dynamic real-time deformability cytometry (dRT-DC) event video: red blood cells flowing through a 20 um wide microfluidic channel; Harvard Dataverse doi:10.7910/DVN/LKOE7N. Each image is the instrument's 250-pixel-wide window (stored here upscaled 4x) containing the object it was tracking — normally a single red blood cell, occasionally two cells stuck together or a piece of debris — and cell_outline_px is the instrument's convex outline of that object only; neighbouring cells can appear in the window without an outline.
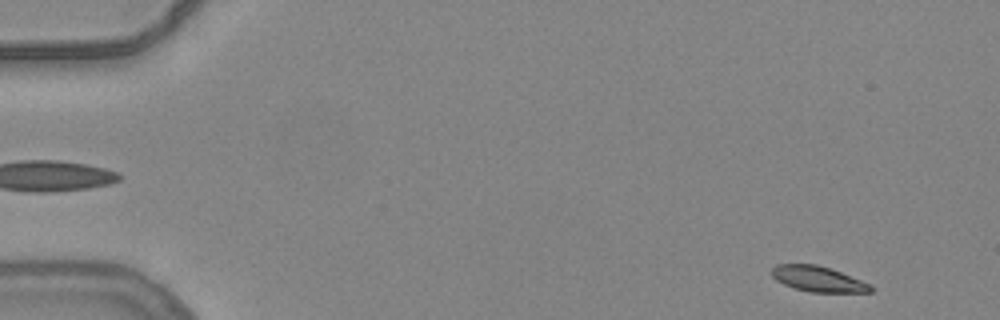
{"species": "common noctule bat (a hibernating species)", "species_latin": "Nyctalus noctula", "temperature_condition": "warm", "stored_images_in_passage": 37, "camera_frame_rate_fps": 3000, "um_per_image_px": 0.085, "animal": {"sex": "female", "body_mass_g": 24.6, "forearm_length_mm": 56.2}, "frame": {"image": 1, "passage_image": 3, "time_ms": 0.667, "image_size_px": [1000, 320], "cell_outline_px": [[872, 292], [808, 292], [784, 284], [776, 280], [772, 276], [772, 268], [776, 264], [816, 264], [840, 272], [872, 284]], "centroid_in_image_um": [69.54, 23.71], "position_along_channel_um": 15.5, "area_um2": 14.57}}
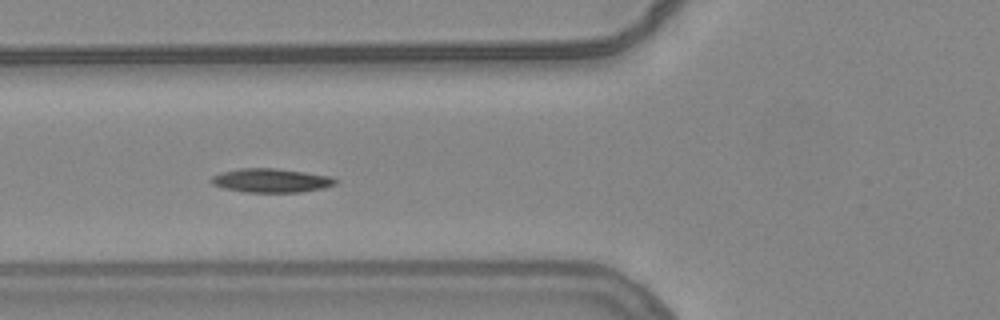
{"frame": {"image": 2, "passage_image": 20, "time_ms": 6.333, "image_size_px": [1000, 320], "cell_outline_px": [[336, 184], [324, 188], [300, 192], [244, 192], [224, 188], [212, 184], [208, 180], [212, 176], [220, 172], [240, 168], [276, 168], [304, 172], [328, 176], [336, 180]], "centroid_in_image_um": [22.98, 15.34], "position_along_channel_um": 102.8, "area_um2": 17.28}}
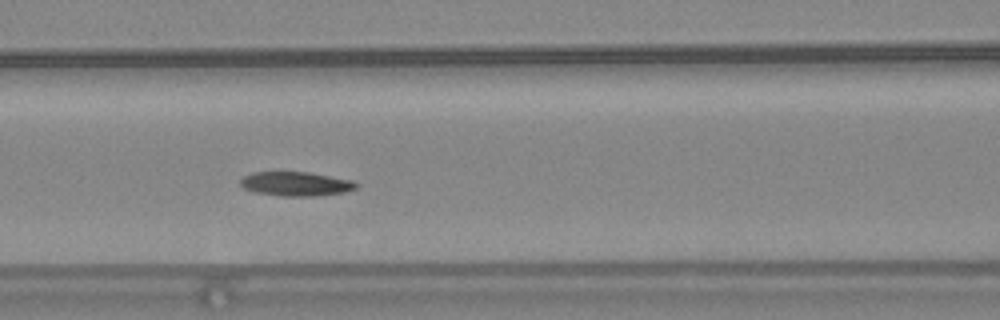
{"frame": {"image": 3, "passage_image": 23, "time_ms": 7.333, "image_size_px": [1000, 320], "cell_outline_px": [[360, 184], [356, 188], [344, 192], [316, 196], [280, 196], [256, 192], [244, 188], [240, 184], [240, 180], [244, 176], [252, 172], [308, 172], [352, 180]], "centroid_in_image_um": [25.16, 15.63], "position_along_channel_um": 141.4, "area_um2": 16.3}}